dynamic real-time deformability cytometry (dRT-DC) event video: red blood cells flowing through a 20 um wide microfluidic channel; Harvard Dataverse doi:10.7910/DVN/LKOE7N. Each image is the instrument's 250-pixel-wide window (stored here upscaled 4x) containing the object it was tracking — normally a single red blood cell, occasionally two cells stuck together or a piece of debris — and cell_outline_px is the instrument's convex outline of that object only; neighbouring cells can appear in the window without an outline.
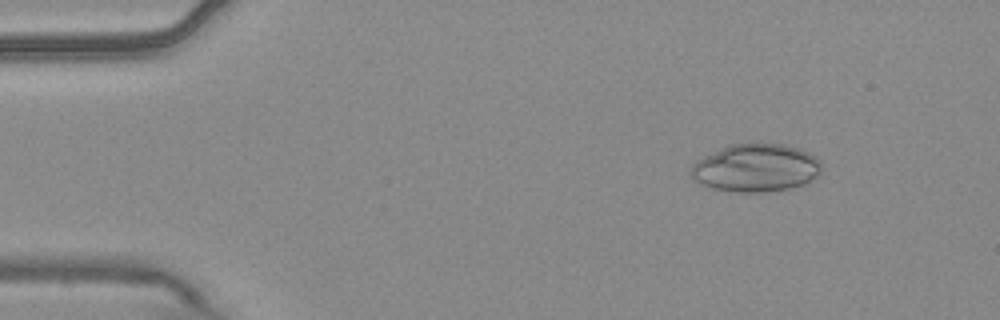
{"species": "common noctule bat (a hibernating species)", "species_latin": "Nyctalus noctula", "temperature_condition": "warm", "stored_images_in_passage": 5, "camera_frame_rate_fps": 3000, "um_per_image_px": 0.085, "animal": {"sex": "male", "body_mass_g": 20.4}, "frame": {"image": 1, "passage_image": 2, "time_ms": 0.333, "image_size_px": [1000, 320], "cell_outline_px": [[820, 176], [804, 184], [788, 188], [764, 192], [736, 192], [712, 188], [696, 180], [692, 176], [692, 164], [696, 160], [728, 144], [784, 144], [800, 148], [816, 156], [820, 160]], "centroid_in_image_um": [64.29, 14.26], "position_along_channel_um": 20.7, "area_um2": 36.36}}